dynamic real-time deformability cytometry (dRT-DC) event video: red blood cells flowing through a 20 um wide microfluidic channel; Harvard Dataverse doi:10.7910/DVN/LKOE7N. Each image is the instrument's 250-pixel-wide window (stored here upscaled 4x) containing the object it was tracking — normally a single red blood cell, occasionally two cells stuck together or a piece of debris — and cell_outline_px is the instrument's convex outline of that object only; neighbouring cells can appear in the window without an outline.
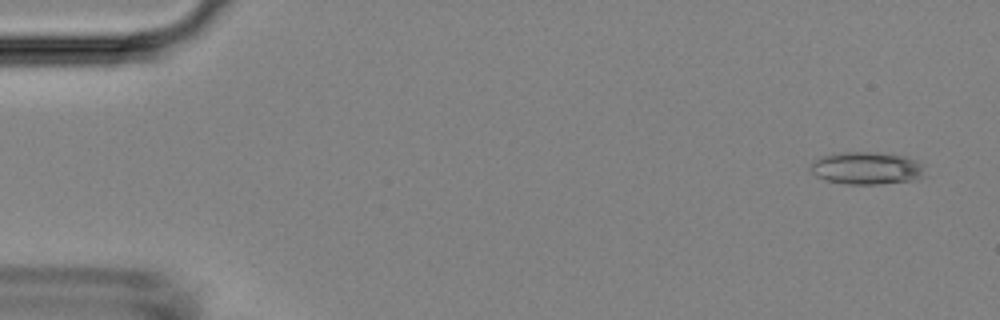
{"species": "Egyptian fruit bat (a non-hibernating species)", "species_latin": "Rousettus aegyptiacus", "temperature_condition": "room temperature", "stored_images_in_passage": 6, "camera_frame_rate_fps": 3000, "um_per_image_px": 0.085, "animal": {"sex": "female"}, "frame": {"image": 1, "passage_image": 1, "time_ms": 0.0, "image_size_px": [1000, 320], "cell_outline_px": [[924, 176], [916, 180], [880, 184], [844, 184], [824, 180], [816, 176], [808, 168], [812, 160], [820, 156], [840, 152], [876, 152], [904, 156], [916, 160], [924, 164]], "centroid_in_image_um": [73.64, 14.29], "position_along_channel_um": 11.4, "area_um2": 22.14}}
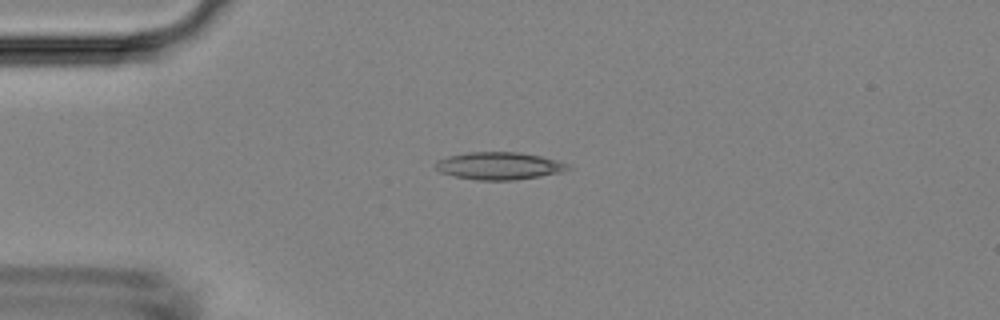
{"frame": {"image": 2, "passage_image": 4, "time_ms": 3.333, "image_size_px": [1000, 320], "cell_outline_px": [[572, 168], [564, 172], [516, 180], [476, 180], [456, 176], [440, 172], [432, 168], [432, 164], [436, 160], [448, 156], [468, 152], [520, 152], [540, 156], [556, 160], [568, 164]], "centroid_in_image_um": [42.39, 14.1], "position_along_channel_um": 42.6, "area_um2": 21.44}}